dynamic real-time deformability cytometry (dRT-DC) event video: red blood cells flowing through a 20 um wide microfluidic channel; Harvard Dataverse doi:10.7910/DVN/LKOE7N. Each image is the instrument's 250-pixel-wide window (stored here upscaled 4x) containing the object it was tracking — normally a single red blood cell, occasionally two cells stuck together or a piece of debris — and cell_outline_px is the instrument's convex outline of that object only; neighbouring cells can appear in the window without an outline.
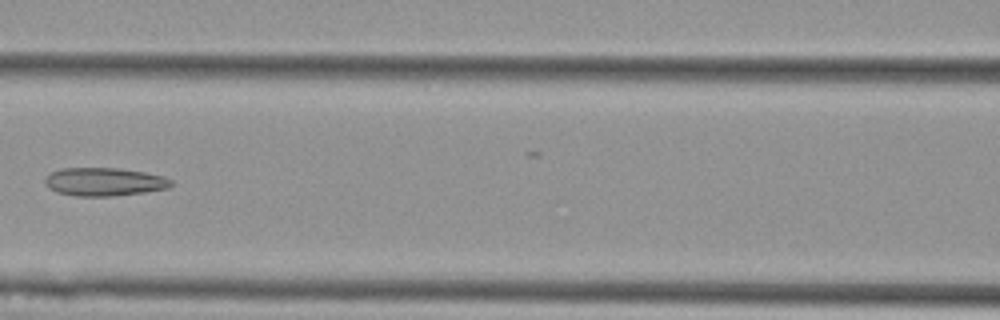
{"species": "Egyptian fruit bat (a non-hibernating species)", "species_latin": "Rousettus aegyptiacus", "temperature_condition": "cold", "stored_images_in_passage": 10, "camera_frame_rate_fps": 3000, "um_per_image_px": 0.085, "animal": {"sex": "female"}, "frame": {"image": 1, "passage_image": 7, "time_ms": 2.0, "image_size_px": [1000, 320], "cell_outline_px": [[172, 184], [168, 188], [144, 192], [112, 196], [76, 196], [56, 192], [48, 188], [44, 180], [52, 172], [64, 168], [120, 168], [144, 172], [164, 176], [172, 180]], "centroid_in_image_um": [8.87, 15.45], "position_along_channel_um": 157.7, "area_um2": 20.69}}
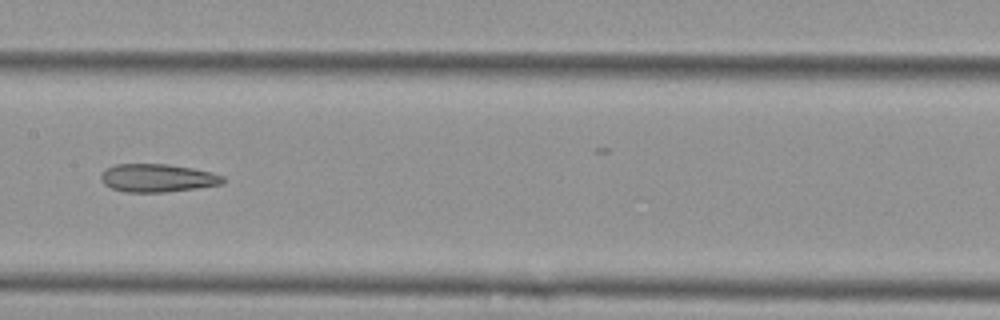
{"frame": {"image": 2, "passage_image": 8, "time_ms": 2.333, "image_size_px": [1000, 320], "cell_outline_px": [[224, 180], [220, 184], [196, 188], [164, 192], [124, 192], [112, 188], [104, 184], [100, 180], [100, 172], [104, 168], [116, 164], [168, 164], [192, 168], [212, 172], [224, 176]], "centroid_in_image_um": [13.32, 15.12], "position_along_channel_um": 194.1, "area_um2": 20.06}}
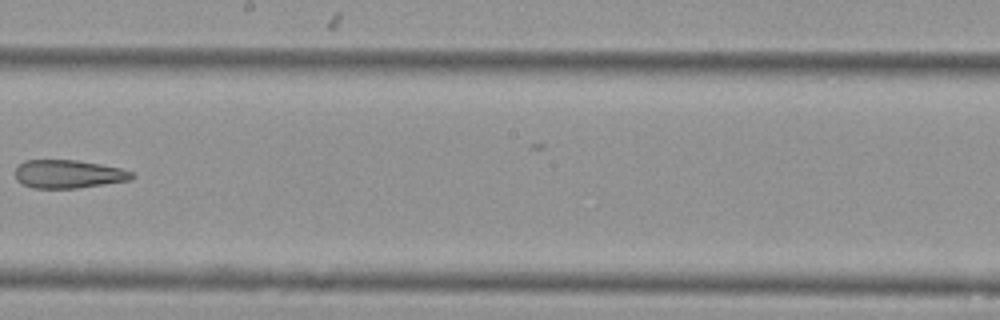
{"frame": {"image": 3, "passage_image": 9, "time_ms": 2.667, "image_size_px": [1000, 320], "cell_outline_px": [[136, 176], [132, 180], [76, 188], [32, 188], [16, 180], [16, 168], [24, 160], [76, 160], [100, 164], [120, 168], [132, 172]], "centroid_in_image_um": [5.83, 14.79], "position_along_channel_um": 242.4, "area_um2": 19.19}}